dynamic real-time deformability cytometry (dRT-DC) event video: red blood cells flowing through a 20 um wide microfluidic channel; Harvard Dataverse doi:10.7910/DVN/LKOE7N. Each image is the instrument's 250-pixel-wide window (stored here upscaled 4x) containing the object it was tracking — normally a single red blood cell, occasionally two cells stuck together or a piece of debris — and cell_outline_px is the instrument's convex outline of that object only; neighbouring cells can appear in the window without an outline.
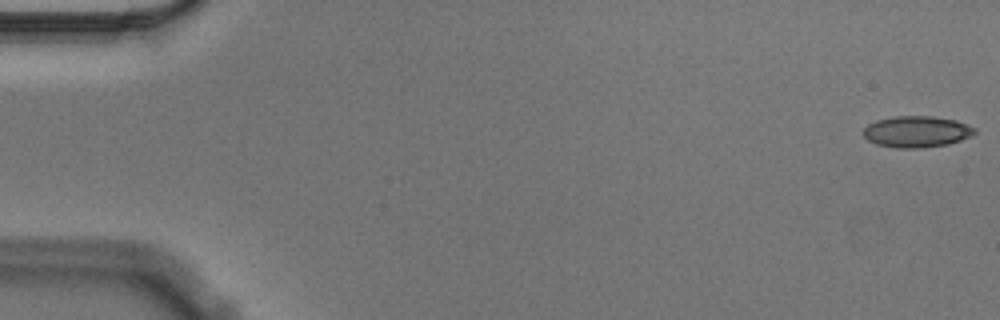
{"species": "Egyptian fruit bat (a non-hibernating species)", "species_latin": "Rousettus aegyptiacus", "temperature_condition": "cold", "stored_images_in_passage": 57, "camera_frame_rate_fps": 3000, "um_per_image_px": 0.085, "animal": {"sex": "male"}, "frame": {"image": 1, "passage_image": 1, "time_ms": 0.0, "image_size_px": [1000, 320], "cell_outline_px": [[976, 132], [972, 136], [948, 144], [924, 148], [896, 148], [876, 144], [868, 140], [860, 132], [868, 124], [876, 120], [892, 116], [932, 116], [956, 120], [968, 124], [976, 128]], "centroid_in_image_um": [77.91, 11.19], "position_along_channel_um": 7.1, "area_um2": 20.63}}
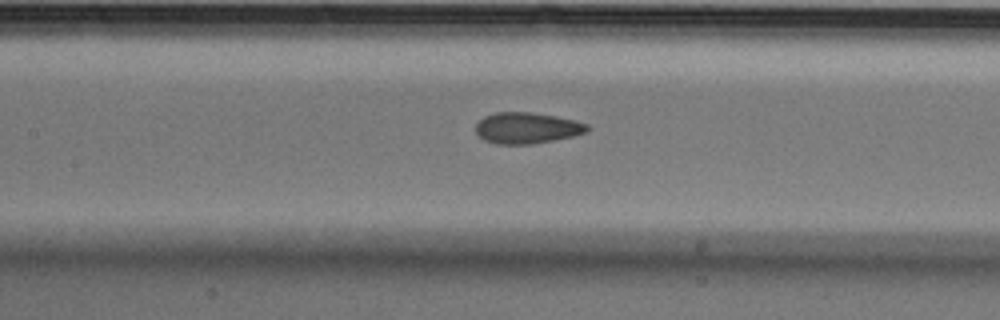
{"frame": {"image": 2, "passage_image": 26, "time_ms": 8.333, "image_size_px": [1000, 320], "cell_outline_px": [[588, 132], [572, 136], [532, 144], [496, 144], [484, 140], [476, 132], [476, 124], [484, 116], [496, 112], [532, 112], [556, 116], [588, 124]], "centroid_in_image_um": [44.77, 10.87], "position_along_channel_um": 162.6, "area_um2": 20.11}}
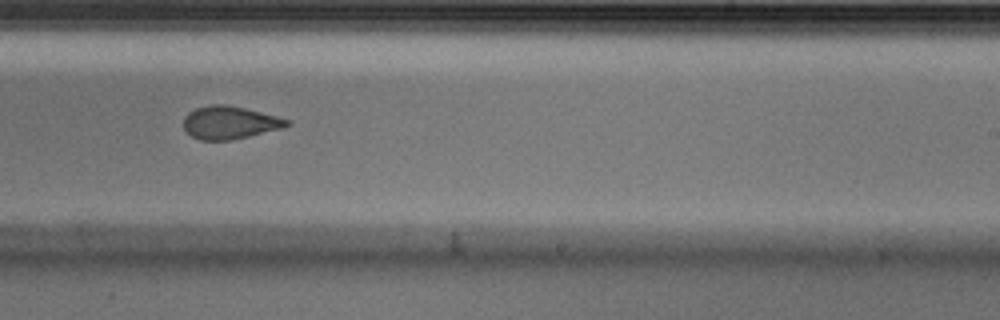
{"frame": {"image": 3, "passage_image": 35, "time_ms": 11.333, "image_size_px": [1000, 320], "cell_outline_px": [[292, 124], [280, 128], [232, 140], [200, 140], [192, 136], [184, 128], [184, 116], [188, 112], [196, 108], [212, 104], [228, 104], [292, 120]], "centroid_in_image_um": [19.51, 10.41], "position_along_channel_um": 269.5, "area_um2": 19.65}, "authors_computed_cell_mechanics": {"area_um2": 20.5768, "velocity_mm_per_s": 3.5773, "shape_relaxation_time_tau1_ms": 7.0206, "shape_relaxation_time_tau2_ms": 2.1592, "deformation_change_tau1": 0.1515, "deformation_change_tau2": 0.0658}}